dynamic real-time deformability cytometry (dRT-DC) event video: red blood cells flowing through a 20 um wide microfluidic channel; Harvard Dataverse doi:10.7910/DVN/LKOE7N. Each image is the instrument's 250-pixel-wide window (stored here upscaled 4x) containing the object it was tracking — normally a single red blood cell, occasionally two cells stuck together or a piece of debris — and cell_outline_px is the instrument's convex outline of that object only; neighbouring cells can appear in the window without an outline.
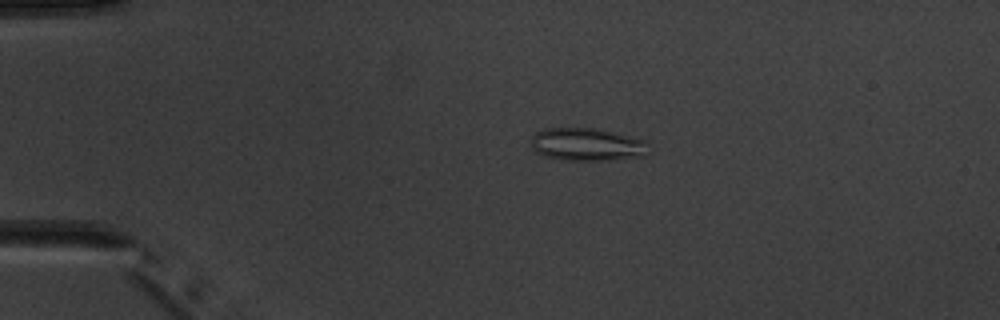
{"species": "common noctule bat (a hibernating species)", "species_latin": "Nyctalus noctula", "temperature_condition": "warm", "stored_images_in_passage": 6, "camera_frame_rate_fps": 3000, "um_per_image_px": 0.085, "animal": {"sex": "male", "body_mass_g": 20.1, "forearm_length_mm": 53.5}, "frame": {"image": 1, "passage_image": 3, "time_ms": 2.333, "image_size_px": [1000, 320], "cell_outline_px": [[648, 140], [644, 156], [612, 160], [560, 160], [544, 156], [536, 152], [532, 148], [532, 136], [536, 132], [544, 128], [596, 128]], "centroid_in_image_um": [49.88, 12.28], "position_along_channel_um": 35.1, "area_um2": 22.6}}
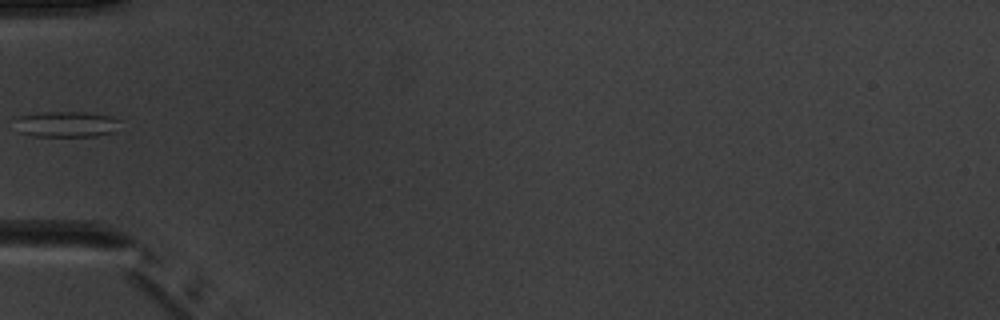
{"frame": {"image": 2, "passage_image": 5, "time_ms": 4.667, "image_size_px": [1000, 320], "cell_outline_px": [[124, 120], [116, 132], [96, 136], [32, 136], [20, 132], [16, 120], [20, 116], [44, 112], [88, 112], [112, 116]], "centroid_in_image_um": [5.78, 10.56], "position_along_channel_um": 79.2, "area_um2": 16.01}}
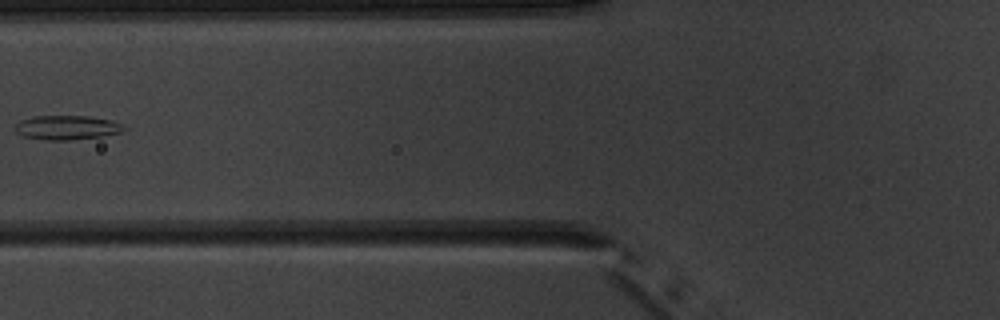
{"frame": {"image": 3, "passage_image": 6, "time_ms": 5.667, "image_size_px": [1000, 320], "cell_outline_px": [[128, 128], [120, 132], [104, 136], [68, 140], [44, 140], [24, 136], [16, 132], [16, 124], [20, 120], [32, 116], [88, 116], [112, 120], [124, 124]], "centroid_in_image_um": [5.72, 10.84], "position_along_channel_um": 120.1, "area_um2": 15.49}}